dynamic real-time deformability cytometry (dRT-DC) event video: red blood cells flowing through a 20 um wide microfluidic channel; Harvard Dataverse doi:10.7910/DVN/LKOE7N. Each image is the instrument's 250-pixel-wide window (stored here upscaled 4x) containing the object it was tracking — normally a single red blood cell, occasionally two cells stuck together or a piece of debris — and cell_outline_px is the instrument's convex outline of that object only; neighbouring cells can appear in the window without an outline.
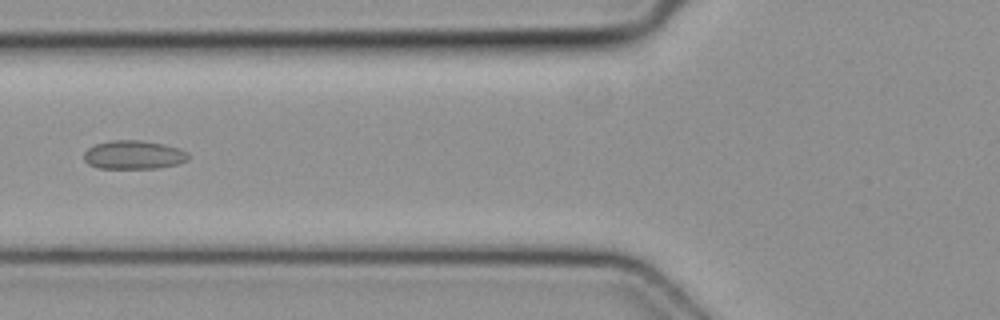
{"species": "common noctule bat (a hibernating species)", "species_latin": "Nyctalus noctula", "temperature_condition": "cold", "stored_images_in_passage": 6, "camera_frame_rate_fps": 3000, "um_per_image_px": 0.085, "animal": {"sex": "female", "body_mass_g": 19.3, "forearm_length_mm": 54.1}, "frame": {"image": 1, "passage_image": 6, "time_ms": 1.667, "image_size_px": [1000, 320], "cell_outline_px": [[188, 160], [176, 164], [156, 168], [100, 168], [88, 164], [84, 160], [84, 152], [88, 148], [96, 144], [112, 140], [140, 140], [160, 144], [176, 148], [188, 152]], "centroid_in_image_um": [11.32, 13.16], "position_along_channel_um": 114.5, "area_um2": 17.17}}